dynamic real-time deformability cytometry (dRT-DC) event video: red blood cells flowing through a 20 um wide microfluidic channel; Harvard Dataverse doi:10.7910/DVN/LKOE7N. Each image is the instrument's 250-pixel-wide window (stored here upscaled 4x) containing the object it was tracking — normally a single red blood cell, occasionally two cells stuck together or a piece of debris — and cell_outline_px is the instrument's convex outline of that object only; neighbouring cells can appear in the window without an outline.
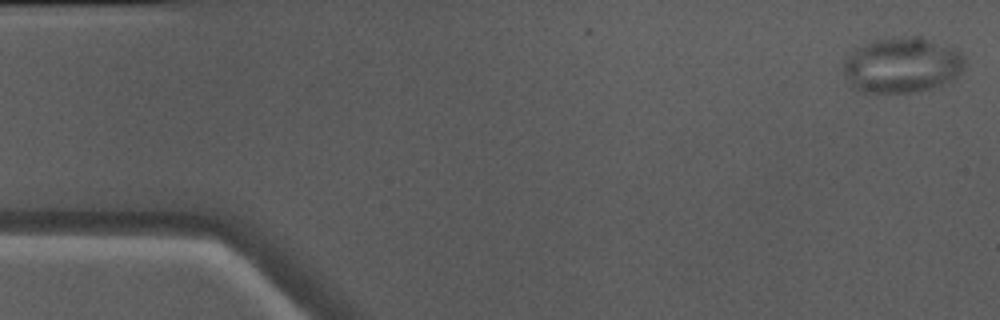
{"species": "Egyptian fruit bat (a non-hibernating species)", "species_latin": "Rousettus aegyptiacus", "temperature_condition": "warm", "stored_images_in_passage": 49, "camera_frame_rate_fps": 3000, "um_per_image_px": 0.085, "animal": {"sex": "male"}, "frame": {"image": 1, "passage_image": 1, "time_ms": 0.0, "image_size_px": [1000, 320], "cell_outline_px": [[964, 68], [952, 80], [928, 88], [912, 92], [864, 92], [856, 88], [844, 76], [844, 60], [852, 52], [876, 40], [916, 36], [952, 48], [960, 52], [964, 56]], "centroid_in_image_um": [76.68, 5.55], "position_along_channel_um": 8.3, "area_um2": 38.03}}
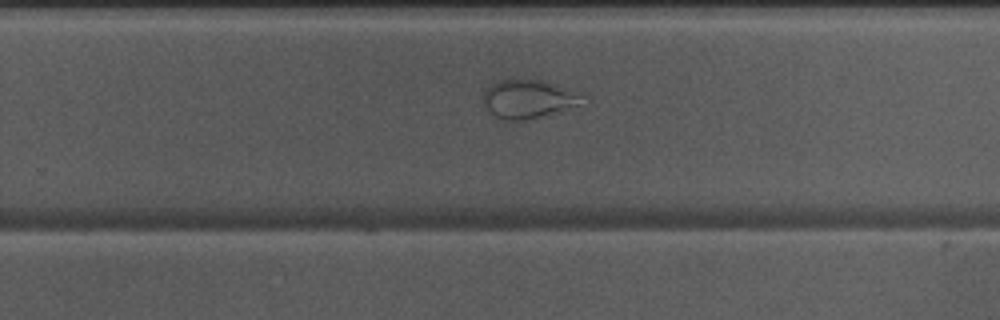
{"frame": {"image": 2, "passage_image": 31, "time_ms": 10.0, "image_size_px": [1000, 320], "cell_outline_px": [[588, 104], [536, 120], [504, 120], [496, 116], [484, 104], [480, 88], [496, 80], [540, 80], [576, 88], [584, 96]], "centroid_in_image_um": [45.03, 8.42], "position_along_channel_um": 284.8, "area_um2": 23.76}}
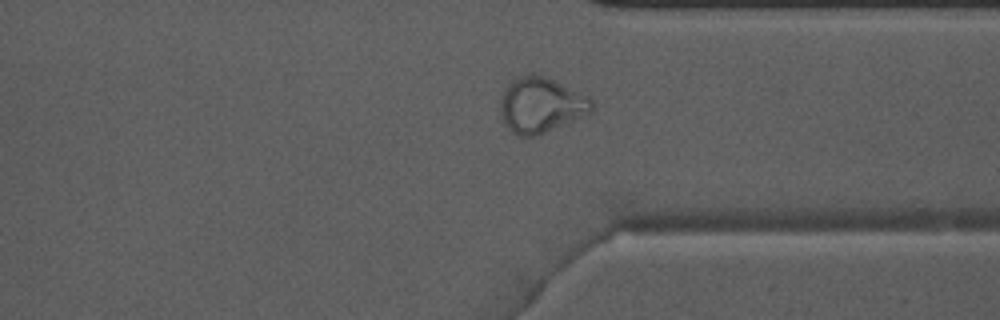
{"frame": {"image": 3, "passage_image": 37, "time_ms": 12.0, "image_size_px": [1000, 320], "cell_outline_px": [[592, 112], [536, 136], [516, 136], [508, 128], [500, 112], [500, 104], [504, 92], [508, 84], [512, 80], [520, 76], [544, 76], [588, 96], [592, 100]], "centroid_in_image_um": [45.97, 8.96], "position_along_channel_um": 365.4, "area_um2": 28.78}, "authors_computed_cell_mechanics": {"area_um2": 29.9404, "velocity_mm_per_s": 4.0764, "shape_relaxation_time_tau1_ms": null, "shape_relaxation_time_tau2_ms": 1.2605, "deformation_change_tau1": null, "deformation_change_tau2": 0.0643}}